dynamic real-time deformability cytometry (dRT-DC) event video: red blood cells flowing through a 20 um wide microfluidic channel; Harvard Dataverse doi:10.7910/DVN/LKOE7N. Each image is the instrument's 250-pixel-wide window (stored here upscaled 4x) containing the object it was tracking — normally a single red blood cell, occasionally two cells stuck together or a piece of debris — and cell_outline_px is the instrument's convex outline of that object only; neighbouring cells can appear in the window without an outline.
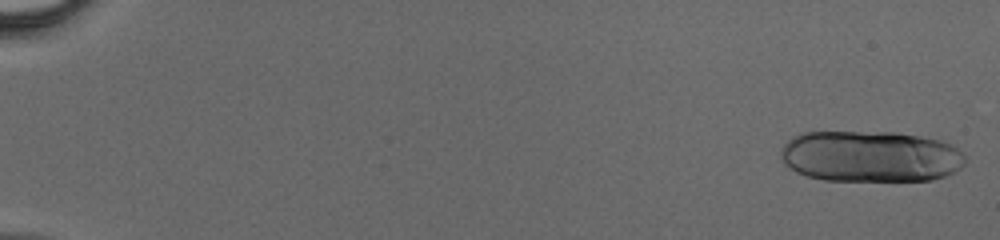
{"species": "human", "species_latin": "Homo sapiens", "temperature_condition": "cold", "stored_images_in_passage": 19, "camera_frame_rate_fps": 3000, "um_per_image_px": 0.085, "donor": {"sex": "male"}, "frame": {"image": 1, "passage_image": 1, "time_ms": 0.0, "image_size_px": [1000, 240], "cell_outline_px": [[964, 164], [960, 168], [944, 176], [932, 180], [824, 180], [808, 176], [796, 172], [788, 168], [784, 164], [780, 156], [780, 152], [784, 144], [792, 136], [800, 132], [896, 132], [920, 136], [940, 140], [952, 144], [964, 152]], "centroid_in_image_um": [73.97, 13.28], "position_along_channel_um": 11.0, "area_um2": 55.49}}
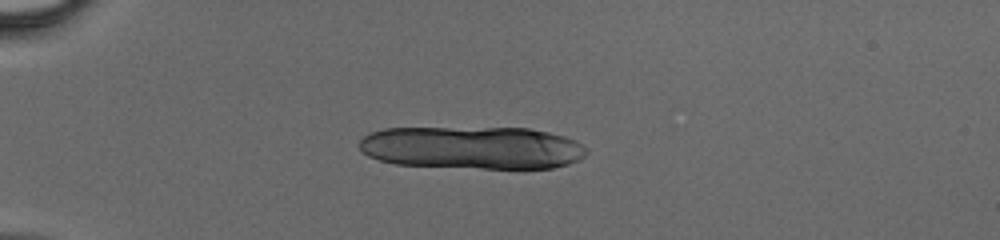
{"frame": {"image": 2, "passage_image": 13, "time_ms": 4.0, "image_size_px": [1000, 240], "cell_outline_px": [[588, 152], [584, 156], [568, 164], [552, 168], [484, 168], [396, 164], [380, 160], [368, 156], [356, 144], [368, 132], [384, 128], [528, 128], [548, 132], [564, 136], [576, 140], [588, 148]], "centroid_in_image_um": [40.14, 12.54], "position_along_channel_um": 44.9, "area_um2": 56.76}}